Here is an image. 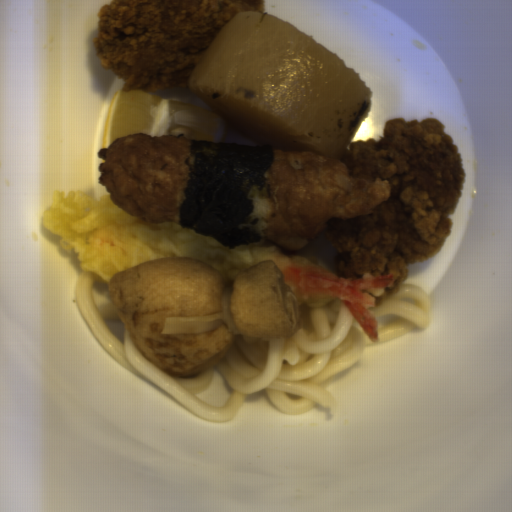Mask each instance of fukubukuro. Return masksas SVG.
Returning <instances> with one entry per match:
<instances>
[{"instance_id": "1", "label": "fukubukuro", "mask_w": 512, "mask_h": 512, "mask_svg": "<svg viewBox=\"0 0 512 512\" xmlns=\"http://www.w3.org/2000/svg\"><path fill=\"white\" fill-rule=\"evenodd\" d=\"M107 287L140 353L182 379L219 362L235 335L291 338L302 326L299 300L271 259L237 273L230 286L214 267L174 256L118 272Z\"/></svg>"}]
</instances>
